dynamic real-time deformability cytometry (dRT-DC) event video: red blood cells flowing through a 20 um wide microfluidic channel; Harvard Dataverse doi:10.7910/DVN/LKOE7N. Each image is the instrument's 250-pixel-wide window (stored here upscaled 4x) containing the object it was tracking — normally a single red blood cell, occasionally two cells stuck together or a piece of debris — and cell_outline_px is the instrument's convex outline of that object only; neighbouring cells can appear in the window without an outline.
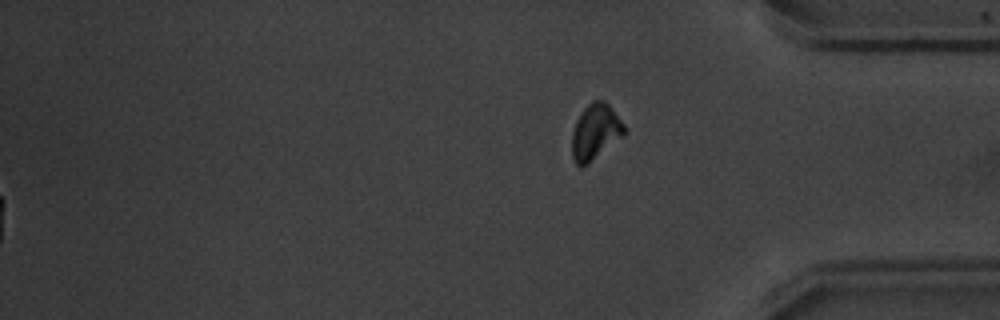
{"species": "common noctule bat (a hibernating species)", "species_latin": "Nyctalus noctula", "temperature_condition": "warm", "stored_images_in_passage": 51, "segment_of_instrument_passage": [2, 2], "camera_frame_rate_fps": 3000, "um_per_image_px": 0.085, "animal": {"sex": "male", "body_mass_g": 20.1, "forearm_length_mm": 53.5}, "frame": {"image": 1, "passage_image": 51, "time_ms": 16.667, "image_size_px": [1000, 320], "cell_outline_px": [[628, 132], [624, 136], [588, 164], [576, 164], [572, 156], [572, 132], [576, 120], [584, 108], [592, 100], [604, 100], [612, 108], [628, 128]], "centroid_in_image_um": [50.65, 11.18], "position_along_channel_um": 384.5, "area_um2": 17.17}}